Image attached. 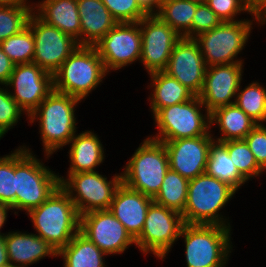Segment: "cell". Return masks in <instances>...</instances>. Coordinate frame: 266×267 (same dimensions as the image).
Instances as JSON below:
<instances>
[{"instance_id": "1", "label": "cell", "mask_w": 266, "mask_h": 267, "mask_svg": "<svg viewBox=\"0 0 266 267\" xmlns=\"http://www.w3.org/2000/svg\"><path fill=\"white\" fill-rule=\"evenodd\" d=\"M27 214L38 236L57 251L80 231V214L68 193L60 186L45 202Z\"/></svg>"}, {"instance_id": "2", "label": "cell", "mask_w": 266, "mask_h": 267, "mask_svg": "<svg viewBox=\"0 0 266 267\" xmlns=\"http://www.w3.org/2000/svg\"><path fill=\"white\" fill-rule=\"evenodd\" d=\"M79 101L78 98L53 90L29 115L30 123L37 118L40 120V134L47 157L66 144L69 145L74 137V107Z\"/></svg>"}, {"instance_id": "3", "label": "cell", "mask_w": 266, "mask_h": 267, "mask_svg": "<svg viewBox=\"0 0 266 267\" xmlns=\"http://www.w3.org/2000/svg\"><path fill=\"white\" fill-rule=\"evenodd\" d=\"M106 73L96 48L79 45L53 74L54 90L82 100Z\"/></svg>"}, {"instance_id": "4", "label": "cell", "mask_w": 266, "mask_h": 267, "mask_svg": "<svg viewBox=\"0 0 266 267\" xmlns=\"http://www.w3.org/2000/svg\"><path fill=\"white\" fill-rule=\"evenodd\" d=\"M43 165L24 146L15 150L16 209L40 206L60 186L59 176Z\"/></svg>"}, {"instance_id": "5", "label": "cell", "mask_w": 266, "mask_h": 267, "mask_svg": "<svg viewBox=\"0 0 266 267\" xmlns=\"http://www.w3.org/2000/svg\"><path fill=\"white\" fill-rule=\"evenodd\" d=\"M235 192L233 187L206 172L190 179L182 213L184 223L227 226L217 213Z\"/></svg>"}, {"instance_id": "6", "label": "cell", "mask_w": 266, "mask_h": 267, "mask_svg": "<svg viewBox=\"0 0 266 267\" xmlns=\"http://www.w3.org/2000/svg\"><path fill=\"white\" fill-rule=\"evenodd\" d=\"M169 168L164 143L148 137L127 162L123 174L121 173L122 183L153 199Z\"/></svg>"}, {"instance_id": "7", "label": "cell", "mask_w": 266, "mask_h": 267, "mask_svg": "<svg viewBox=\"0 0 266 267\" xmlns=\"http://www.w3.org/2000/svg\"><path fill=\"white\" fill-rule=\"evenodd\" d=\"M230 225L184 224L187 267H224L230 245Z\"/></svg>"}, {"instance_id": "8", "label": "cell", "mask_w": 266, "mask_h": 267, "mask_svg": "<svg viewBox=\"0 0 266 267\" xmlns=\"http://www.w3.org/2000/svg\"><path fill=\"white\" fill-rule=\"evenodd\" d=\"M203 106L200 98L195 96L186 102L160 108L153 115L159 133L152 139L164 143L208 134L211 126L210 113L206 112L204 116L200 112Z\"/></svg>"}, {"instance_id": "9", "label": "cell", "mask_w": 266, "mask_h": 267, "mask_svg": "<svg viewBox=\"0 0 266 267\" xmlns=\"http://www.w3.org/2000/svg\"><path fill=\"white\" fill-rule=\"evenodd\" d=\"M252 21H226L204 32L194 40L198 43L207 67L242 62L234 57L244 48L251 32Z\"/></svg>"}, {"instance_id": "10", "label": "cell", "mask_w": 266, "mask_h": 267, "mask_svg": "<svg viewBox=\"0 0 266 267\" xmlns=\"http://www.w3.org/2000/svg\"><path fill=\"white\" fill-rule=\"evenodd\" d=\"M68 177H59L60 187L68 193L80 215L95 210H108L116 189L122 183V175L115 174L111 181H107L97 171L69 173Z\"/></svg>"}, {"instance_id": "11", "label": "cell", "mask_w": 266, "mask_h": 267, "mask_svg": "<svg viewBox=\"0 0 266 267\" xmlns=\"http://www.w3.org/2000/svg\"><path fill=\"white\" fill-rule=\"evenodd\" d=\"M184 224L182 214L153 201L135 244L143 253L151 251L156 257L164 259L172 244L180 237Z\"/></svg>"}, {"instance_id": "12", "label": "cell", "mask_w": 266, "mask_h": 267, "mask_svg": "<svg viewBox=\"0 0 266 267\" xmlns=\"http://www.w3.org/2000/svg\"><path fill=\"white\" fill-rule=\"evenodd\" d=\"M27 26L34 35L33 62L51 74H54L79 46L73 37L45 23L35 12L30 15Z\"/></svg>"}, {"instance_id": "13", "label": "cell", "mask_w": 266, "mask_h": 267, "mask_svg": "<svg viewBox=\"0 0 266 267\" xmlns=\"http://www.w3.org/2000/svg\"><path fill=\"white\" fill-rule=\"evenodd\" d=\"M94 47L107 72L132 64L141 56L142 37L139 22L117 23Z\"/></svg>"}, {"instance_id": "14", "label": "cell", "mask_w": 266, "mask_h": 267, "mask_svg": "<svg viewBox=\"0 0 266 267\" xmlns=\"http://www.w3.org/2000/svg\"><path fill=\"white\" fill-rule=\"evenodd\" d=\"M139 25L142 37L141 62L148 74L163 71L182 36L155 14L144 17Z\"/></svg>"}, {"instance_id": "15", "label": "cell", "mask_w": 266, "mask_h": 267, "mask_svg": "<svg viewBox=\"0 0 266 267\" xmlns=\"http://www.w3.org/2000/svg\"><path fill=\"white\" fill-rule=\"evenodd\" d=\"M80 232L104 253H123L135 240L124 225L108 210H95L80 215Z\"/></svg>"}, {"instance_id": "16", "label": "cell", "mask_w": 266, "mask_h": 267, "mask_svg": "<svg viewBox=\"0 0 266 267\" xmlns=\"http://www.w3.org/2000/svg\"><path fill=\"white\" fill-rule=\"evenodd\" d=\"M6 85L15 88L10 95L29 116L54 90L53 74L34 62L17 64Z\"/></svg>"}, {"instance_id": "17", "label": "cell", "mask_w": 266, "mask_h": 267, "mask_svg": "<svg viewBox=\"0 0 266 267\" xmlns=\"http://www.w3.org/2000/svg\"><path fill=\"white\" fill-rule=\"evenodd\" d=\"M206 69L198 43L194 39L182 37L175 44L163 72L198 96L203 87Z\"/></svg>"}, {"instance_id": "18", "label": "cell", "mask_w": 266, "mask_h": 267, "mask_svg": "<svg viewBox=\"0 0 266 267\" xmlns=\"http://www.w3.org/2000/svg\"><path fill=\"white\" fill-rule=\"evenodd\" d=\"M242 62L207 67L202 90L198 97L206 112L235 104L230 99L240 90Z\"/></svg>"}, {"instance_id": "19", "label": "cell", "mask_w": 266, "mask_h": 267, "mask_svg": "<svg viewBox=\"0 0 266 267\" xmlns=\"http://www.w3.org/2000/svg\"><path fill=\"white\" fill-rule=\"evenodd\" d=\"M210 135L164 142L170 169L189 180L205 173L210 145L215 140Z\"/></svg>"}, {"instance_id": "20", "label": "cell", "mask_w": 266, "mask_h": 267, "mask_svg": "<svg viewBox=\"0 0 266 267\" xmlns=\"http://www.w3.org/2000/svg\"><path fill=\"white\" fill-rule=\"evenodd\" d=\"M152 202V198L121 183L116 189L109 210L136 240L143 230L147 210Z\"/></svg>"}, {"instance_id": "21", "label": "cell", "mask_w": 266, "mask_h": 267, "mask_svg": "<svg viewBox=\"0 0 266 267\" xmlns=\"http://www.w3.org/2000/svg\"><path fill=\"white\" fill-rule=\"evenodd\" d=\"M5 243L11 267H26L45 256H57V250L36 234L9 232Z\"/></svg>"}, {"instance_id": "22", "label": "cell", "mask_w": 266, "mask_h": 267, "mask_svg": "<svg viewBox=\"0 0 266 267\" xmlns=\"http://www.w3.org/2000/svg\"><path fill=\"white\" fill-rule=\"evenodd\" d=\"M77 6L81 45L94 46L118 23L101 0H77Z\"/></svg>"}, {"instance_id": "23", "label": "cell", "mask_w": 266, "mask_h": 267, "mask_svg": "<svg viewBox=\"0 0 266 267\" xmlns=\"http://www.w3.org/2000/svg\"><path fill=\"white\" fill-rule=\"evenodd\" d=\"M36 7H39L37 16L41 20L70 35L81 45V21L77 0H43Z\"/></svg>"}, {"instance_id": "24", "label": "cell", "mask_w": 266, "mask_h": 267, "mask_svg": "<svg viewBox=\"0 0 266 267\" xmlns=\"http://www.w3.org/2000/svg\"><path fill=\"white\" fill-rule=\"evenodd\" d=\"M69 143L72 145L69 151L71 165L68 173L94 172L103 162V146L93 132L85 131L74 135Z\"/></svg>"}, {"instance_id": "25", "label": "cell", "mask_w": 266, "mask_h": 267, "mask_svg": "<svg viewBox=\"0 0 266 267\" xmlns=\"http://www.w3.org/2000/svg\"><path fill=\"white\" fill-rule=\"evenodd\" d=\"M211 124H218L222 136L217 142L244 139L257 125L236 104L222 106L210 113Z\"/></svg>"}, {"instance_id": "26", "label": "cell", "mask_w": 266, "mask_h": 267, "mask_svg": "<svg viewBox=\"0 0 266 267\" xmlns=\"http://www.w3.org/2000/svg\"><path fill=\"white\" fill-rule=\"evenodd\" d=\"M154 91L151 97V109L155 114L160 108L172 106L193 99L196 95L175 78L163 71L149 74Z\"/></svg>"}, {"instance_id": "27", "label": "cell", "mask_w": 266, "mask_h": 267, "mask_svg": "<svg viewBox=\"0 0 266 267\" xmlns=\"http://www.w3.org/2000/svg\"><path fill=\"white\" fill-rule=\"evenodd\" d=\"M57 255L64 259V267H105L106 253L80 231L57 251Z\"/></svg>"}, {"instance_id": "28", "label": "cell", "mask_w": 266, "mask_h": 267, "mask_svg": "<svg viewBox=\"0 0 266 267\" xmlns=\"http://www.w3.org/2000/svg\"><path fill=\"white\" fill-rule=\"evenodd\" d=\"M197 6L198 3L190 0H163L155 15L180 36L192 39V20Z\"/></svg>"}, {"instance_id": "29", "label": "cell", "mask_w": 266, "mask_h": 267, "mask_svg": "<svg viewBox=\"0 0 266 267\" xmlns=\"http://www.w3.org/2000/svg\"><path fill=\"white\" fill-rule=\"evenodd\" d=\"M208 175L227 183L236 191L247 180L239 173L233 164L227 148L217 141H213L210 145L209 157L205 171Z\"/></svg>"}, {"instance_id": "30", "label": "cell", "mask_w": 266, "mask_h": 267, "mask_svg": "<svg viewBox=\"0 0 266 267\" xmlns=\"http://www.w3.org/2000/svg\"><path fill=\"white\" fill-rule=\"evenodd\" d=\"M189 179L169 168L153 201L182 214L187 200Z\"/></svg>"}, {"instance_id": "31", "label": "cell", "mask_w": 266, "mask_h": 267, "mask_svg": "<svg viewBox=\"0 0 266 267\" xmlns=\"http://www.w3.org/2000/svg\"><path fill=\"white\" fill-rule=\"evenodd\" d=\"M235 104L242 109L257 124L266 121V89L258 82L249 84L237 92Z\"/></svg>"}, {"instance_id": "32", "label": "cell", "mask_w": 266, "mask_h": 267, "mask_svg": "<svg viewBox=\"0 0 266 267\" xmlns=\"http://www.w3.org/2000/svg\"><path fill=\"white\" fill-rule=\"evenodd\" d=\"M0 46L15 65L33 62L34 35L28 26L18 34L2 41Z\"/></svg>"}, {"instance_id": "33", "label": "cell", "mask_w": 266, "mask_h": 267, "mask_svg": "<svg viewBox=\"0 0 266 267\" xmlns=\"http://www.w3.org/2000/svg\"><path fill=\"white\" fill-rule=\"evenodd\" d=\"M221 143L227 148L233 164L246 180H249L251 177L258 176L264 171L257 164L256 159L245 139L228 140Z\"/></svg>"}, {"instance_id": "34", "label": "cell", "mask_w": 266, "mask_h": 267, "mask_svg": "<svg viewBox=\"0 0 266 267\" xmlns=\"http://www.w3.org/2000/svg\"><path fill=\"white\" fill-rule=\"evenodd\" d=\"M35 7L0 6V43L27 27Z\"/></svg>"}, {"instance_id": "35", "label": "cell", "mask_w": 266, "mask_h": 267, "mask_svg": "<svg viewBox=\"0 0 266 267\" xmlns=\"http://www.w3.org/2000/svg\"><path fill=\"white\" fill-rule=\"evenodd\" d=\"M221 22L236 21L234 17L241 11L252 14L261 24V11L257 10L251 0H208L206 3Z\"/></svg>"}, {"instance_id": "36", "label": "cell", "mask_w": 266, "mask_h": 267, "mask_svg": "<svg viewBox=\"0 0 266 267\" xmlns=\"http://www.w3.org/2000/svg\"><path fill=\"white\" fill-rule=\"evenodd\" d=\"M0 203L16 209L15 152L0 158Z\"/></svg>"}, {"instance_id": "37", "label": "cell", "mask_w": 266, "mask_h": 267, "mask_svg": "<svg viewBox=\"0 0 266 267\" xmlns=\"http://www.w3.org/2000/svg\"><path fill=\"white\" fill-rule=\"evenodd\" d=\"M118 23L140 22L148 14L137 0H101Z\"/></svg>"}, {"instance_id": "38", "label": "cell", "mask_w": 266, "mask_h": 267, "mask_svg": "<svg viewBox=\"0 0 266 267\" xmlns=\"http://www.w3.org/2000/svg\"><path fill=\"white\" fill-rule=\"evenodd\" d=\"M24 112L11 97L10 92L0 88V139L4 134L17 124Z\"/></svg>"}, {"instance_id": "39", "label": "cell", "mask_w": 266, "mask_h": 267, "mask_svg": "<svg viewBox=\"0 0 266 267\" xmlns=\"http://www.w3.org/2000/svg\"><path fill=\"white\" fill-rule=\"evenodd\" d=\"M220 23V19L207 4H198L192 20V39H194L195 36L197 37L204 32L212 30Z\"/></svg>"}, {"instance_id": "40", "label": "cell", "mask_w": 266, "mask_h": 267, "mask_svg": "<svg viewBox=\"0 0 266 267\" xmlns=\"http://www.w3.org/2000/svg\"><path fill=\"white\" fill-rule=\"evenodd\" d=\"M252 151L257 164L266 169V127L257 124L255 128L244 138Z\"/></svg>"}, {"instance_id": "41", "label": "cell", "mask_w": 266, "mask_h": 267, "mask_svg": "<svg viewBox=\"0 0 266 267\" xmlns=\"http://www.w3.org/2000/svg\"><path fill=\"white\" fill-rule=\"evenodd\" d=\"M15 64L3 52L0 46V84L5 85L9 82Z\"/></svg>"}, {"instance_id": "42", "label": "cell", "mask_w": 266, "mask_h": 267, "mask_svg": "<svg viewBox=\"0 0 266 267\" xmlns=\"http://www.w3.org/2000/svg\"><path fill=\"white\" fill-rule=\"evenodd\" d=\"M163 0H137L140 7L148 14H155L156 11H159L161 3ZM156 7V11L155 10ZM154 12V13H153Z\"/></svg>"}, {"instance_id": "43", "label": "cell", "mask_w": 266, "mask_h": 267, "mask_svg": "<svg viewBox=\"0 0 266 267\" xmlns=\"http://www.w3.org/2000/svg\"><path fill=\"white\" fill-rule=\"evenodd\" d=\"M9 258L6 249L5 235H0V267H8Z\"/></svg>"}, {"instance_id": "44", "label": "cell", "mask_w": 266, "mask_h": 267, "mask_svg": "<svg viewBox=\"0 0 266 267\" xmlns=\"http://www.w3.org/2000/svg\"><path fill=\"white\" fill-rule=\"evenodd\" d=\"M254 7L261 11V16H262V19H261V24H265L266 22V0H251Z\"/></svg>"}, {"instance_id": "45", "label": "cell", "mask_w": 266, "mask_h": 267, "mask_svg": "<svg viewBox=\"0 0 266 267\" xmlns=\"http://www.w3.org/2000/svg\"><path fill=\"white\" fill-rule=\"evenodd\" d=\"M27 0H0V6H21V7H30L27 6Z\"/></svg>"}, {"instance_id": "46", "label": "cell", "mask_w": 266, "mask_h": 267, "mask_svg": "<svg viewBox=\"0 0 266 267\" xmlns=\"http://www.w3.org/2000/svg\"><path fill=\"white\" fill-rule=\"evenodd\" d=\"M10 209L11 207L0 203V229L3 226L4 222L6 221L7 211ZM0 235H5V234H1L0 232Z\"/></svg>"}, {"instance_id": "47", "label": "cell", "mask_w": 266, "mask_h": 267, "mask_svg": "<svg viewBox=\"0 0 266 267\" xmlns=\"http://www.w3.org/2000/svg\"><path fill=\"white\" fill-rule=\"evenodd\" d=\"M190 1L198 3V4H206L208 0H190Z\"/></svg>"}]
</instances>
